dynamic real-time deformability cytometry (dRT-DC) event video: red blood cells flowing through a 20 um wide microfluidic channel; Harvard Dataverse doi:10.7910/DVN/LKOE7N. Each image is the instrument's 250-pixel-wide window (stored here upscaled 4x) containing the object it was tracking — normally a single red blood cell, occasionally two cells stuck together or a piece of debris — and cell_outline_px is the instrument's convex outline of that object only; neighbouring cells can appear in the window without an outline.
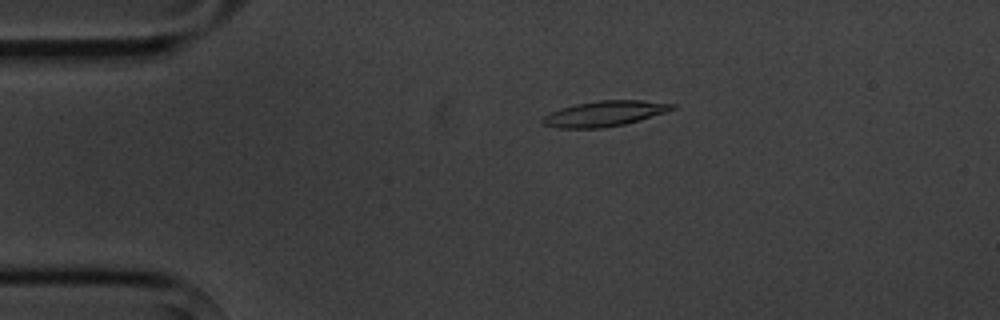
{"species": "common noctule bat (a hibernating species)", "species_latin": "Nyctalus noctula", "temperature_condition": "cold", "stored_images_in_passage": 4, "camera_frame_rate_fps": 3000, "um_per_image_px": 0.085, "animal": {"sex": "male", "body_mass_g": 20.1, "forearm_length_mm": 53.5}, "frame": {"image": 1, "passage_image": 3, "time_ms": 2.333, "image_size_px": [1000, 320], "cell_outline_px": [[676, 108], [640, 120], [624, 124], [604, 128], [556, 128], [540, 124], [540, 120], [544, 116], [560, 108], [576, 104], [600, 100], [644, 100], [676, 104]], "centroid_in_image_um": [51.36, 9.66], "position_along_channel_um": 33.6, "area_um2": 19.25}}